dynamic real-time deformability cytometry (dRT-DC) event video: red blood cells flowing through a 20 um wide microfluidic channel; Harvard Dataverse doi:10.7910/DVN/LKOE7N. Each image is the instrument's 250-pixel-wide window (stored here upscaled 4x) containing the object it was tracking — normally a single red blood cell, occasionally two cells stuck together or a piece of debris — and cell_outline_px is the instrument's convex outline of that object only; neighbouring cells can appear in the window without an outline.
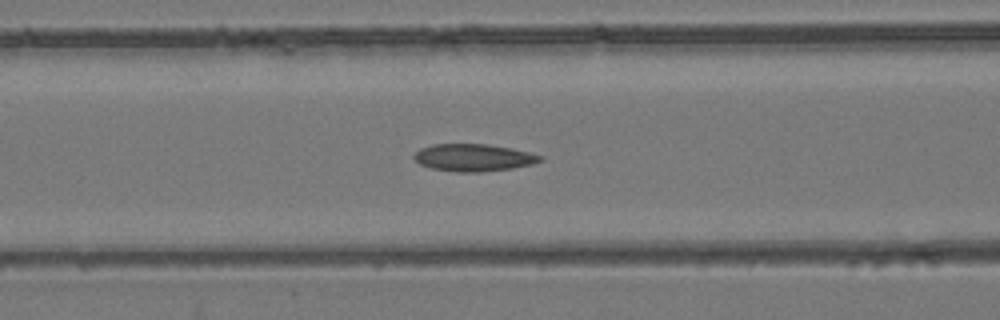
{"species": "common noctule bat (a hibernating species)", "species_latin": "Nyctalus noctula", "temperature_condition": "room temperature", "stored_images_in_passage": 34, "camera_frame_rate_fps": 3000, "um_per_image_px": 0.085, "animal": {"sex": "female", "body_mass_g": 24.6, "forearm_length_mm": 56.2}, "frame": {"image": 1, "passage_image": 10, "time_ms": 3.0, "image_size_px": [1000, 320], "cell_outline_px": [[544, 160], [532, 164], [512, 168], [480, 172], [456, 172], [432, 168], [420, 164], [412, 156], [420, 148], [432, 144], [488, 144], [528, 152], [544, 156]], "centroid_in_image_um": [40.25, 13.39], "position_along_channel_um": 126.4, "area_um2": 20.0}}
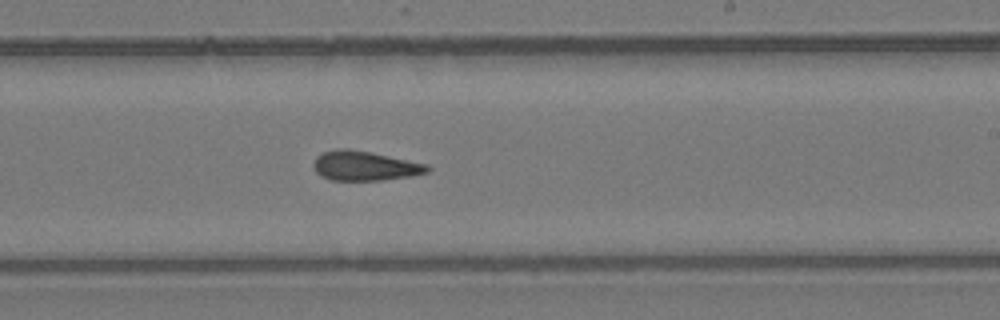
{"frame": {"image": 2, "passage_image": 20, "time_ms": 6.333, "image_size_px": [1000, 320], "cell_outline_px": [[432, 168], [428, 172], [412, 176], [380, 180], [332, 180], [320, 176], [316, 172], [312, 164], [316, 156], [324, 152], [340, 148], [348, 148], [428, 164]], "centroid_in_image_um": [30.99, 14.1], "position_along_channel_um": 258.0, "area_um2": 19.54}}
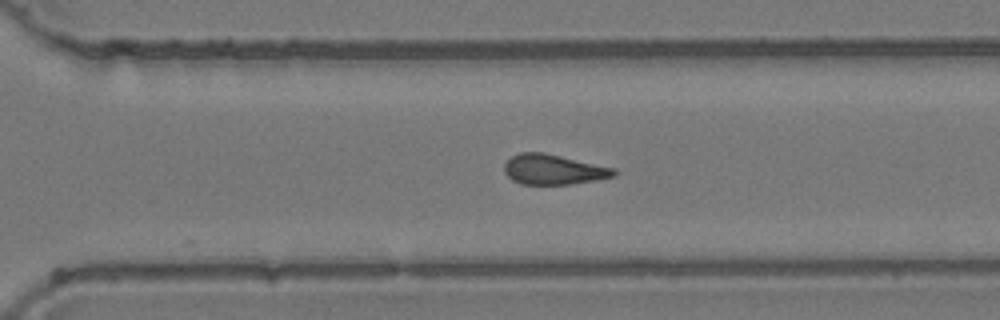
{"frame": {"image": 3, "passage_image": 25, "time_ms": 8.0, "image_size_px": [1000, 320], "cell_outline_px": [[620, 172], [616, 176], [596, 180], [568, 184], [520, 184], [512, 180], [504, 172], [504, 164], [512, 156], [520, 152], [544, 152], [616, 168]], "centroid_in_image_um": [47.08, 14.4], "position_along_channel_um": 323.5, "area_um2": 19.42}, "authors_computed_cell_mechanics": {"area_um2": 19.7098, "velocity_mm_per_s": 3.9556, "shape_relaxation_time_tau1_ms": null, "shape_relaxation_time_tau2_ms": 4.098, "deformation_change_tau1": null, "deformation_change_tau2": 0.1213}}